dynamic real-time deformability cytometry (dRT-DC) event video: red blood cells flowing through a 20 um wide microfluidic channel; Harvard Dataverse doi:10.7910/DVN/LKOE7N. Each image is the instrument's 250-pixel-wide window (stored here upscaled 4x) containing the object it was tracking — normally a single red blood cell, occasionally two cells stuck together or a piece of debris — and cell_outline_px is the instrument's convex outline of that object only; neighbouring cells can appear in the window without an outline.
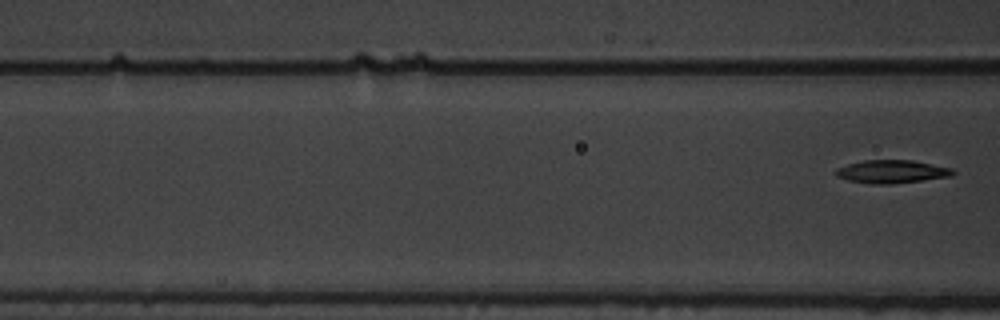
{"species": "common noctule bat (a hibernating species)", "species_latin": "Nyctalus noctula", "temperature_condition": "warm", "stored_images_in_passage": 6, "segment_of_instrument_passage": [2, 2], "camera_frame_rate_fps": 3000, "um_per_image_px": 0.085, "animal": {"sex": "male", "body_mass_g": 19.5, "forearm_length_mm": 54.6}, "frame": {"image": 1, "passage_image": 6, "time_ms": 1.667, "image_size_px": [1000, 320], "cell_outline_px": [[956, 172], [952, 176], [892, 184], [872, 184], [848, 180], [836, 176], [832, 172], [836, 168], [848, 164], [864, 160], [912, 160], [952, 168]], "centroid_in_image_um": [75.77, 14.58], "position_along_channel_um": 90.8, "area_um2": 15.84}}